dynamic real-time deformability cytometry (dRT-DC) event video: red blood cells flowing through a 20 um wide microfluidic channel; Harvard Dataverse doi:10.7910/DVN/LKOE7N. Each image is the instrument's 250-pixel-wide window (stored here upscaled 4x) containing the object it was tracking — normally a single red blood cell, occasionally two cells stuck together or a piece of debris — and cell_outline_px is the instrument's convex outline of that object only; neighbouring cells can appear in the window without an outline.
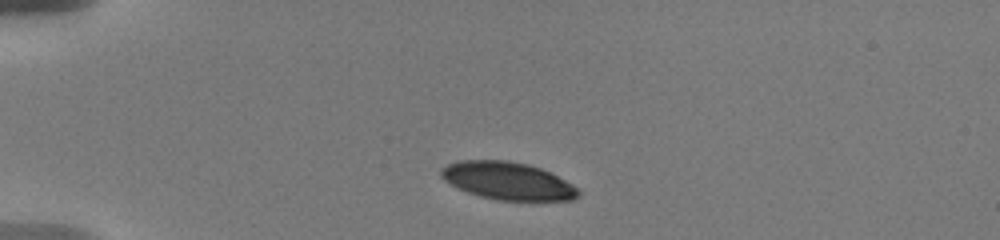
{"species": "human", "species_latin": "Homo sapiens", "temperature_condition": "warm", "stored_images_in_passage": 19, "camera_frame_rate_fps": 3000, "um_per_image_px": 0.085, "donor": {"sex": "male"}, "frame": {"image": 1, "passage_image": 1, "time_ms": 0.0, "image_size_px": [1000, 240], "cell_outline_px": [[580, 196], [572, 200], [496, 200], [480, 196], [468, 192], [444, 180], [440, 176], [440, 168], [448, 164], [460, 160], [508, 160], [528, 164], [540, 168], [572, 184], [580, 192]], "centroid_in_image_um": [43.14, 15.37], "position_along_channel_um": 41.9, "area_um2": 29.88}}
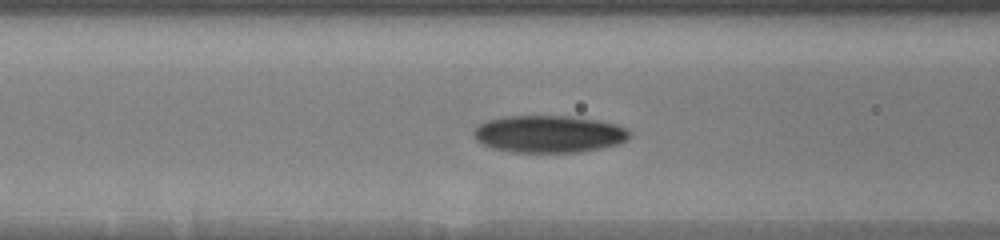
{"frame": {"image": 2, "passage_image": 12, "time_ms": 3.333, "image_size_px": [1000, 240], "cell_outline_px": [[632, 132], [624, 140], [616, 144], [600, 148], [580, 152], [512, 152], [492, 148], [476, 140], [472, 132], [480, 124], [488, 120], [508, 116], [572, 116], [596, 120], [616, 124], [628, 128]], "centroid_in_image_um": [46.65, 11.39], "position_along_channel_um": 119.9, "area_um2": 33.64}}
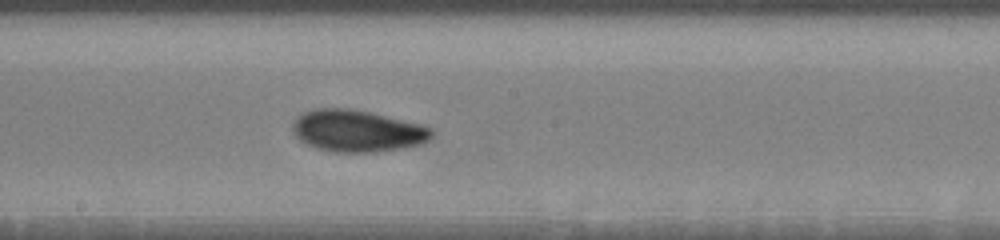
{"frame": {"image": 3, "passage_image": 19, "time_ms": 6.0, "image_size_px": [1000, 240], "cell_outline_px": [[432, 136], [428, 140], [420, 144], [400, 148], [372, 152], [332, 152], [316, 148], [300, 140], [292, 132], [292, 124], [304, 112], [316, 108], [348, 108], [372, 112], [420, 124], [432, 128]], "centroid_in_image_um": [30.35, 11.12], "position_along_channel_um": 217.8, "area_um2": 33.76}}